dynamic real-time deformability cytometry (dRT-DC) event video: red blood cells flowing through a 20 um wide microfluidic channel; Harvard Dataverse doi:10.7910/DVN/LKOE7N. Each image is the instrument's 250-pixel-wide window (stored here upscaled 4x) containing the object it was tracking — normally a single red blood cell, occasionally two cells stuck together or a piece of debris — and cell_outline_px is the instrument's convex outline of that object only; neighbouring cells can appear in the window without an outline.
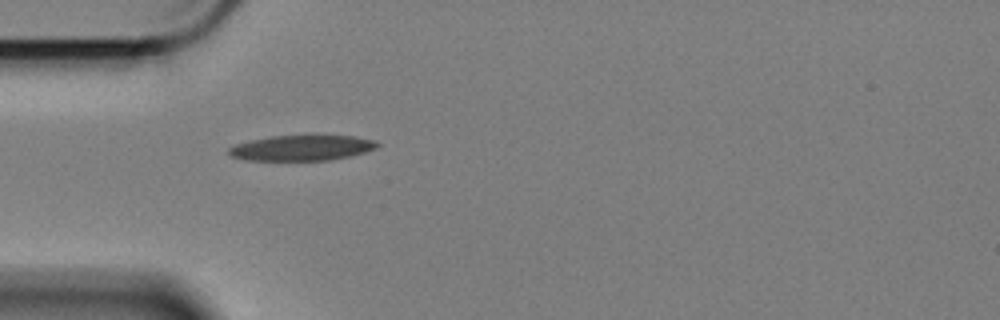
{"species": "Egyptian fruit bat (a non-hibernating species)", "species_latin": "Rousettus aegyptiacus", "temperature_condition": "cold", "stored_images_in_passage": 6, "camera_frame_rate_fps": 3000, "um_per_image_px": 0.085, "animal": {"sex": "female"}, "frame": {"image": 1, "passage_image": 1, "time_ms": 0.0, "image_size_px": [1000, 320], "cell_outline_px": [[380, 144], [376, 148], [364, 152], [348, 156], [328, 160], [244, 160], [232, 156], [228, 152], [228, 148], [236, 144], [252, 140], [272, 136], [312, 132], [316, 132], [356, 136], [376, 140]], "centroid_in_image_um": [25.72, 12.51], "position_along_channel_um": 59.3, "area_um2": 23.0}}
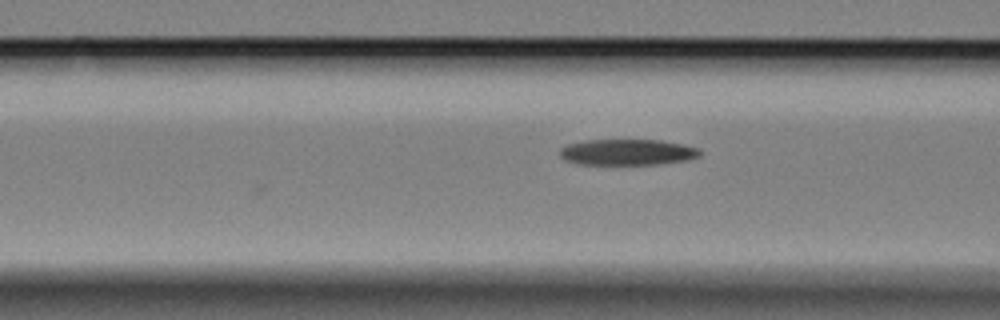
{"frame": {"image": 2, "passage_image": 6, "time_ms": 1.667, "image_size_px": [1000, 320], "cell_outline_px": [[700, 156], [684, 160], [660, 164], [580, 164], [564, 160], [560, 156], [560, 148], [568, 144], [588, 140], [660, 140], [684, 144], [700, 148]], "centroid_in_image_um": [53.33, 12.93], "position_along_channel_um": 113.3, "area_um2": 21.15}}